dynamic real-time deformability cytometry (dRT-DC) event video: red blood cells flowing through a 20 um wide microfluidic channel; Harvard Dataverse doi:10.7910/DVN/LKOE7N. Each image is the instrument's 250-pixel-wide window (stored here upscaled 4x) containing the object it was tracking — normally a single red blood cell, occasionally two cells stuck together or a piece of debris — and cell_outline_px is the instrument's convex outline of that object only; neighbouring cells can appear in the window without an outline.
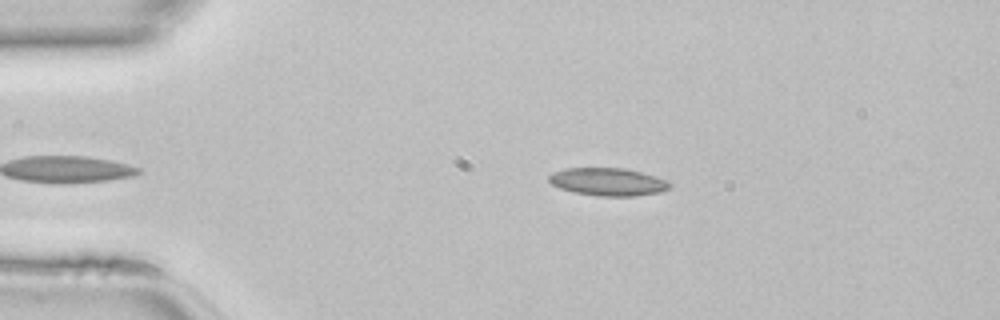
{"species": "common noctule bat (a hibernating species)", "species_latin": "Nyctalus noctula", "temperature_condition": "room temperature", "stored_images_in_passage": 35, "camera_frame_rate_fps": 3000, "um_per_image_px": 0.085, "animal": {"sex": "female", "body_mass_g": 22.7, "forearm_length_mm": 54.2}, "frame": {"image": 1, "passage_image": 3, "time_ms": 0.667, "image_size_px": [1000, 320], "cell_outline_px": [[672, 184], [668, 188], [660, 192], [636, 196], [596, 196], [572, 192], [560, 188], [552, 184], [548, 180], [548, 176], [552, 172], [564, 168], [624, 168], [656, 176], [668, 180]], "centroid_in_image_um": [51.66, 15.45], "position_along_channel_um": 33.3, "area_um2": 19.71}}
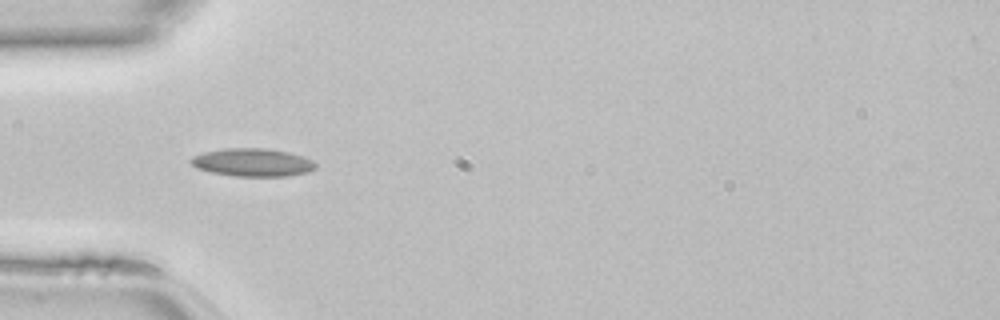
{"frame": {"image": 2, "passage_image": 8, "time_ms": 2.333, "image_size_px": [1000, 320], "cell_outline_px": [[316, 168], [308, 172], [288, 176], [232, 176], [212, 172], [196, 168], [188, 160], [192, 156], [204, 152], [224, 148], [264, 148], [288, 152], [304, 156], [312, 160], [316, 164]], "centroid_in_image_um": [21.46, 13.8], "position_along_channel_um": 63.5, "area_um2": 20.46}}
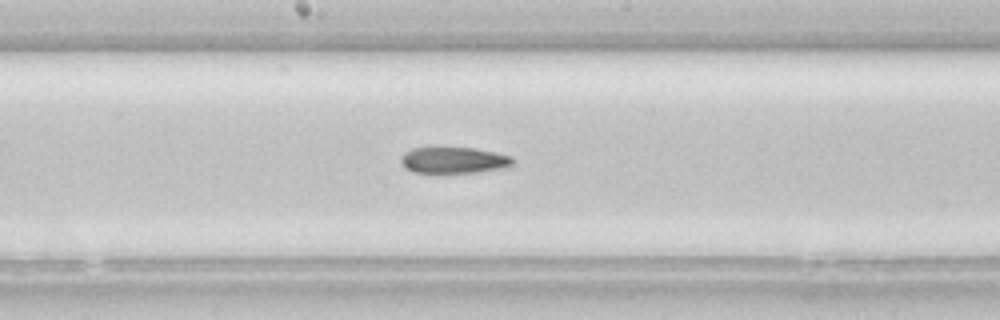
{"frame": {"image": 3, "passage_image": 18, "time_ms": 5.667, "image_size_px": [1000, 320], "cell_outline_px": [[512, 164], [508, 168], [476, 172], [412, 172], [404, 168], [400, 160], [400, 156], [404, 152], [412, 148], [472, 148], [512, 156]], "centroid_in_image_um": [38.54, 13.62], "position_along_channel_um": 209.7, "area_um2": 16.99}}